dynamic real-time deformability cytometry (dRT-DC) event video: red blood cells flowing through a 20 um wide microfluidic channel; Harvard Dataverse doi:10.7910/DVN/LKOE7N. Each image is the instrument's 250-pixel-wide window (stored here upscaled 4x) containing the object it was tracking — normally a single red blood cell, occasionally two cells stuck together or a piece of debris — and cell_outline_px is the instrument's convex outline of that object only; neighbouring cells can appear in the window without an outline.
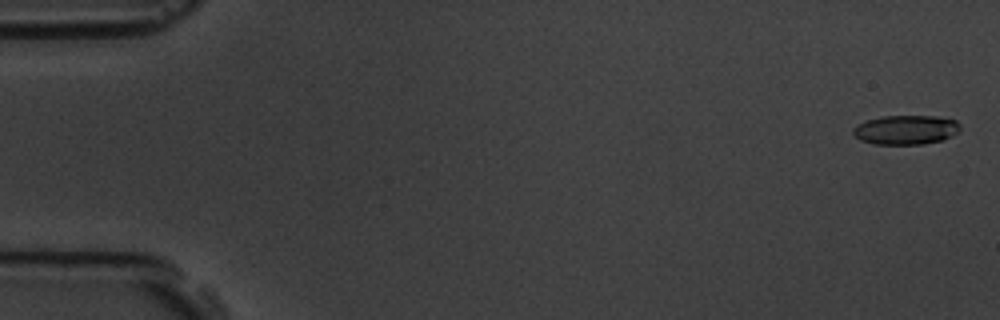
{"species": "common noctule bat (a hibernating species)", "species_latin": "Nyctalus noctula", "temperature_condition": "room temperature", "stored_images_in_passage": 6, "segment_of_instrument_passage": [1, 2], "camera_frame_rate_fps": 3000, "um_per_image_px": 0.085, "animal": {"sex": "male", "body_mass_g": 19.5, "forearm_length_mm": 54.6}, "frame": {"image": 1, "passage_image": 1, "time_ms": 0.0, "image_size_px": [1000, 320], "cell_outline_px": [[960, 132], [952, 136], [940, 140], [924, 144], [872, 144], [860, 140], [852, 132], [852, 128], [868, 120], [880, 116], [936, 116], [956, 120], [960, 124]], "centroid_in_image_um": [77.02, 11.03], "position_along_channel_um": 8.0, "area_um2": 18.32}}
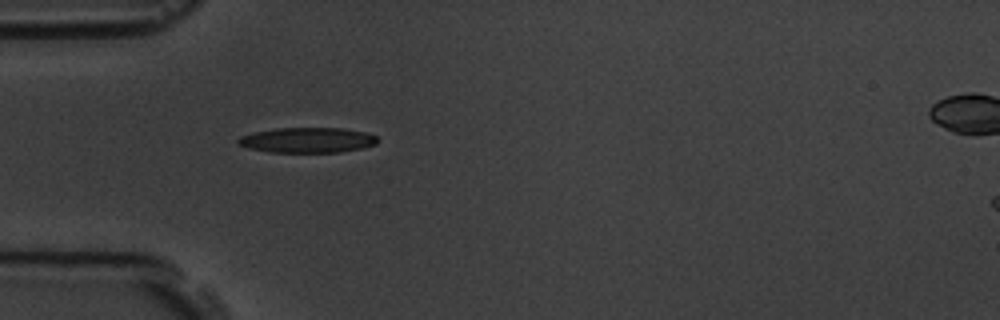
{"frame": {"image": 2, "passage_image": 5, "time_ms": 5.333, "image_size_px": [1000, 320], "cell_outline_px": [[380, 140], [376, 144], [364, 148], [340, 152], [268, 152], [248, 148], [236, 144], [236, 140], [240, 136], [252, 132], [276, 128], [344, 128], [364, 132], [376, 136]], "centroid_in_image_um": [26.11, 11.91], "position_along_channel_um": 58.9, "area_um2": 20.75}}